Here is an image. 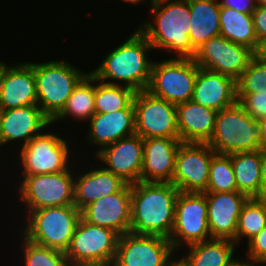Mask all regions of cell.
<instances>
[{
  "label": "cell",
  "instance_id": "cell-30",
  "mask_svg": "<svg viewBox=\"0 0 266 266\" xmlns=\"http://www.w3.org/2000/svg\"><path fill=\"white\" fill-rule=\"evenodd\" d=\"M96 77L90 72L79 81L67 100L62 112L52 121L66 120L68 116L74 119L88 121L95 114V85Z\"/></svg>",
  "mask_w": 266,
  "mask_h": 266
},
{
  "label": "cell",
  "instance_id": "cell-5",
  "mask_svg": "<svg viewBox=\"0 0 266 266\" xmlns=\"http://www.w3.org/2000/svg\"><path fill=\"white\" fill-rule=\"evenodd\" d=\"M26 218L22 230L24 238L65 253L81 218V211L75 205L45 207L29 212Z\"/></svg>",
  "mask_w": 266,
  "mask_h": 266
},
{
  "label": "cell",
  "instance_id": "cell-29",
  "mask_svg": "<svg viewBox=\"0 0 266 266\" xmlns=\"http://www.w3.org/2000/svg\"><path fill=\"white\" fill-rule=\"evenodd\" d=\"M220 36L231 42L256 50L258 40L254 31L252 14L220 6Z\"/></svg>",
  "mask_w": 266,
  "mask_h": 266
},
{
  "label": "cell",
  "instance_id": "cell-43",
  "mask_svg": "<svg viewBox=\"0 0 266 266\" xmlns=\"http://www.w3.org/2000/svg\"><path fill=\"white\" fill-rule=\"evenodd\" d=\"M257 125L262 132V149H266V118L258 120Z\"/></svg>",
  "mask_w": 266,
  "mask_h": 266
},
{
  "label": "cell",
  "instance_id": "cell-45",
  "mask_svg": "<svg viewBox=\"0 0 266 266\" xmlns=\"http://www.w3.org/2000/svg\"><path fill=\"white\" fill-rule=\"evenodd\" d=\"M122 1H124L125 3L127 2V3H131V4H137V3H140V2H143V1H145V0H122ZM157 0H150V7L156 2Z\"/></svg>",
  "mask_w": 266,
  "mask_h": 266
},
{
  "label": "cell",
  "instance_id": "cell-46",
  "mask_svg": "<svg viewBox=\"0 0 266 266\" xmlns=\"http://www.w3.org/2000/svg\"><path fill=\"white\" fill-rule=\"evenodd\" d=\"M257 5L266 7V0H256Z\"/></svg>",
  "mask_w": 266,
  "mask_h": 266
},
{
  "label": "cell",
  "instance_id": "cell-25",
  "mask_svg": "<svg viewBox=\"0 0 266 266\" xmlns=\"http://www.w3.org/2000/svg\"><path fill=\"white\" fill-rule=\"evenodd\" d=\"M75 174L74 205L82 211L101 197L119 192L127 183L104 167Z\"/></svg>",
  "mask_w": 266,
  "mask_h": 266
},
{
  "label": "cell",
  "instance_id": "cell-48",
  "mask_svg": "<svg viewBox=\"0 0 266 266\" xmlns=\"http://www.w3.org/2000/svg\"><path fill=\"white\" fill-rule=\"evenodd\" d=\"M0 86H1V61H0Z\"/></svg>",
  "mask_w": 266,
  "mask_h": 266
},
{
  "label": "cell",
  "instance_id": "cell-31",
  "mask_svg": "<svg viewBox=\"0 0 266 266\" xmlns=\"http://www.w3.org/2000/svg\"><path fill=\"white\" fill-rule=\"evenodd\" d=\"M95 85V113H109L128 108L132 103L136 91L123 86L101 82L96 79Z\"/></svg>",
  "mask_w": 266,
  "mask_h": 266
},
{
  "label": "cell",
  "instance_id": "cell-23",
  "mask_svg": "<svg viewBox=\"0 0 266 266\" xmlns=\"http://www.w3.org/2000/svg\"><path fill=\"white\" fill-rule=\"evenodd\" d=\"M191 101L216 111L237 102L236 81L226 75L199 67Z\"/></svg>",
  "mask_w": 266,
  "mask_h": 266
},
{
  "label": "cell",
  "instance_id": "cell-13",
  "mask_svg": "<svg viewBox=\"0 0 266 266\" xmlns=\"http://www.w3.org/2000/svg\"><path fill=\"white\" fill-rule=\"evenodd\" d=\"M253 58L252 49L231 42L223 36H217L202 44L193 59L199 67L237 81Z\"/></svg>",
  "mask_w": 266,
  "mask_h": 266
},
{
  "label": "cell",
  "instance_id": "cell-20",
  "mask_svg": "<svg viewBox=\"0 0 266 266\" xmlns=\"http://www.w3.org/2000/svg\"><path fill=\"white\" fill-rule=\"evenodd\" d=\"M51 125L52 121L38 105L0 110V146L20 140L23 147Z\"/></svg>",
  "mask_w": 266,
  "mask_h": 266
},
{
  "label": "cell",
  "instance_id": "cell-27",
  "mask_svg": "<svg viewBox=\"0 0 266 266\" xmlns=\"http://www.w3.org/2000/svg\"><path fill=\"white\" fill-rule=\"evenodd\" d=\"M237 191L249 198H260L262 149L229 154Z\"/></svg>",
  "mask_w": 266,
  "mask_h": 266
},
{
  "label": "cell",
  "instance_id": "cell-19",
  "mask_svg": "<svg viewBox=\"0 0 266 266\" xmlns=\"http://www.w3.org/2000/svg\"><path fill=\"white\" fill-rule=\"evenodd\" d=\"M208 204L207 219L212 239L236 243L238 217L249 197L241 192H203Z\"/></svg>",
  "mask_w": 266,
  "mask_h": 266
},
{
  "label": "cell",
  "instance_id": "cell-35",
  "mask_svg": "<svg viewBox=\"0 0 266 266\" xmlns=\"http://www.w3.org/2000/svg\"><path fill=\"white\" fill-rule=\"evenodd\" d=\"M237 94H266V62L253 58L236 81Z\"/></svg>",
  "mask_w": 266,
  "mask_h": 266
},
{
  "label": "cell",
  "instance_id": "cell-18",
  "mask_svg": "<svg viewBox=\"0 0 266 266\" xmlns=\"http://www.w3.org/2000/svg\"><path fill=\"white\" fill-rule=\"evenodd\" d=\"M37 105L35 63L1 62L0 110Z\"/></svg>",
  "mask_w": 266,
  "mask_h": 266
},
{
  "label": "cell",
  "instance_id": "cell-41",
  "mask_svg": "<svg viewBox=\"0 0 266 266\" xmlns=\"http://www.w3.org/2000/svg\"><path fill=\"white\" fill-rule=\"evenodd\" d=\"M254 57L266 62V37L258 41L257 48L254 51Z\"/></svg>",
  "mask_w": 266,
  "mask_h": 266
},
{
  "label": "cell",
  "instance_id": "cell-47",
  "mask_svg": "<svg viewBox=\"0 0 266 266\" xmlns=\"http://www.w3.org/2000/svg\"><path fill=\"white\" fill-rule=\"evenodd\" d=\"M259 264H260V265H261V264H263V265L265 264V266H266V259L257 263V265H259Z\"/></svg>",
  "mask_w": 266,
  "mask_h": 266
},
{
  "label": "cell",
  "instance_id": "cell-22",
  "mask_svg": "<svg viewBox=\"0 0 266 266\" xmlns=\"http://www.w3.org/2000/svg\"><path fill=\"white\" fill-rule=\"evenodd\" d=\"M87 141L96 145L98 150L111 145L121 138L135 134V108L132 103L128 108L109 113H95L88 121Z\"/></svg>",
  "mask_w": 266,
  "mask_h": 266
},
{
  "label": "cell",
  "instance_id": "cell-2",
  "mask_svg": "<svg viewBox=\"0 0 266 266\" xmlns=\"http://www.w3.org/2000/svg\"><path fill=\"white\" fill-rule=\"evenodd\" d=\"M151 49L152 45L137 29L123 44L107 53L101 64L90 72L100 82L115 85L123 82V86L136 92L147 90L154 63V60L147 59V52Z\"/></svg>",
  "mask_w": 266,
  "mask_h": 266
},
{
  "label": "cell",
  "instance_id": "cell-11",
  "mask_svg": "<svg viewBox=\"0 0 266 266\" xmlns=\"http://www.w3.org/2000/svg\"><path fill=\"white\" fill-rule=\"evenodd\" d=\"M59 135L43 132L21 147L22 175L63 172L72 168L68 143Z\"/></svg>",
  "mask_w": 266,
  "mask_h": 266
},
{
  "label": "cell",
  "instance_id": "cell-34",
  "mask_svg": "<svg viewBox=\"0 0 266 266\" xmlns=\"http://www.w3.org/2000/svg\"><path fill=\"white\" fill-rule=\"evenodd\" d=\"M23 260L26 266H70L64 252L36 245L22 237Z\"/></svg>",
  "mask_w": 266,
  "mask_h": 266
},
{
  "label": "cell",
  "instance_id": "cell-24",
  "mask_svg": "<svg viewBox=\"0 0 266 266\" xmlns=\"http://www.w3.org/2000/svg\"><path fill=\"white\" fill-rule=\"evenodd\" d=\"M181 142L207 143L213 134L217 111L187 101L176 105Z\"/></svg>",
  "mask_w": 266,
  "mask_h": 266
},
{
  "label": "cell",
  "instance_id": "cell-4",
  "mask_svg": "<svg viewBox=\"0 0 266 266\" xmlns=\"http://www.w3.org/2000/svg\"><path fill=\"white\" fill-rule=\"evenodd\" d=\"M262 139L257 120L237 101L217 111L214 131L207 144L216 153L231 154L262 149Z\"/></svg>",
  "mask_w": 266,
  "mask_h": 266
},
{
  "label": "cell",
  "instance_id": "cell-40",
  "mask_svg": "<svg viewBox=\"0 0 266 266\" xmlns=\"http://www.w3.org/2000/svg\"><path fill=\"white\" fill-rule=\"evenodd\" d=\"M260 199H266V149H262Z\"/></svg>",
  "mask_w": 266,
  "mask_h": 266
},
{
  "label": "cell",
  "instance_id": "cell-8",
  "mask_svg": "<svg viewBox=\"0 0 266 266\" xmlns=\"http://www.w3.org/2000/svg\"><path fill=\"white\" fill-rule=\"evenodd\" d=\"M73 171L69 168L57 173L21 175L18 193L28 209L27 214L45 207L74 205Z\"/></svg>",
  "mask_w": 266,
  "mask_h": 266
},
{
  "label": "cell",
  "instance_id": "cell-10",
  "mask_svg": "<svg viewBox=\"0 0 266 266\" xmlns=\"http://www.w3.org/2000/svg\"><path fill=\"white\" fill-rule=\"evenodd\" d=\"M206 195L179 192L175 206V221L169 238L173 249L212 239L207 219Z\"/></svg>",
  "mask_w": 266,
  "mask_h": 266
},
{
  "label": "cell",
  "instance_id": "cell-21",
  "mask_svg": "<svg viewBox=\"0 0 266 266\" xmlns=\"http://www.w3.org/2000/svg\"><path fill=\"white\" fill-rule=\"evenodd\" d=\"M180 139H143L142 182L172 183Z\"/></svg>",
  "mask_w": 266,
  "mask_h": 266
},
{
  "label": "cell",
  "instance_id": "cell-16",
  "mask_svg": "<svg viewBox=\"0 0 266 266\" xmlns=\"http://www.w3.org/2000/svg\"><path fill=\"white\" fill-rule=\"evenodd\" d=\"M81 217L88 223L116 231L120 236L130 232L131 184L119 192L104 196L86 206Z\"/></svg>",
  "mask_w": 266,
  "mask_h": 266
},
{
  "label": "cell",
  "instance_id": "cell-1",
  "mask_svg": "<svg viewBox=\"0 0 266 266\" xmlns=\"http://www.w3.org/2000/svg\"><path fill=\"white\" fill-rule=\"evenodd\" d=\"M179 192L172 183L139 181L131 184L130 232L169 239Z\"/></svg>",
  "mask_w": 266,
  "mask_h": 266
},
{
  "label": "cell",
  "instance_id": "cell-26",
  "mask_svg": "<svg viewBox=\"0 0 266 266\" xmlns=\"http://www.w3.org/2000/svg\"><path fill=\"white\" fill-rule=\"evenodd\" d=\"M191 26L189 39L195 50L220 36L219 0H189Z\"/></svg>",
  "mask_w": 266,
  "mask_h": 266
},
{
  "label": "cell",
  "instance_id": "cell-14",
  "mask_svg": "<svg viewBox=\"0 0 266 266\" xmlns=\"http://www.w3.org/2000/svg\"><path fill=\"white\" fill-rule=\"evenodd\" d=\"M215 153L207 143L181 142L176 155L172 184L180 192H205L210 163Z\"/></svg>",
  "mask_w": 266,
  "mask_h": 266
},
{
  "label": "cell",
  "instance_id": "cell-7",
  "mask_svg": "<svg viewBox=\"0 0 266 266\" xmlns=\"http://www.w3.org/2000/svg\"><path fill=\"white\" fill-rule=\"evenodd\" d=\"M120 235L80 218L65 255L70 266H112Z\"/></svg>",
  "mask_w": 266,
  "mask_h": 266
},
{
  "label": "cell",
  "instance_id": "cell-33",
  "mask_svg": "<svg viewBox=\"0 0 266 266\" xmlns=\"http://www.w3.org/2000/svg\"><path fill=\"white\" fill-rule=\"evenodd\" d=\"M233 191H237V185L230 155L215 153L210 163L208 185L205 192Z\"/></svg>",
  "mask_w": 266,
  "mask_h": 266
},
{
  "label": "cell",
  "instance_id": "cell-36",
  "mask_svg": "<svg viewBox=\"0 0 266 266\" xmlns=\"http://www.w3.org/2000/svg\"><path fill=\"white\" fill-rule=\"evenodd\" d=\"M237 101L255 120L266 118V94H237Z\"/></svg>",
  "mask_w": 266,
  "mask_h": 266
},
{
  "label": "cell",
  "instance_id": "cell-39",
  "mask_svg": "<svg viewBox=\"0 0 266 266\" xmlns=\"http://www.w3.org/2000/svg\"><path fill=\"white\" fill-rule=\"evenodd\" d=\"M219 5L233 8L236 11L246 14H252L257 6V2L256 0H221L219 1Z\"/></svg>",
  "mask_w": 266,
  "mask_h": 266
},
{
  "label": "cell",
  "instance_id": "cell-3",
  "mask_svg": "<svg viewBox=\"0 0 266 266\" xmlns=\"http://www.w3.org/2000/svg\"><path fill=\"white\" fill-rule=\"evenodd\" d=\"M153 21H144L138 30L153 49L174 52L175 58L193 59L196 50L190 39L191 15L189 0H157L151 6Z\"/></svg>",
  "mask_w": 266,
  "mask_h": 266
},
{
  "label": "cell",
  "instance_id": "cell-9",
  "mask_svg": "<svg viewBox=\"0 0 266 266\" xmlns=\"http://www.w3.org/2000/svg\"><path fill=\"white\" fill-rule=\"evenodd\" d=\"M198 68L189 58L155 61L147 91L175 105L190 101Z\"/></svg>",
  "mask_w": 266,
  "mask_h": 266
},
{
  "label": "cell",
  "instance_id": "cell-32",
  "mask_svg": "<svg viewBox=\"0 0 266 266\" xmlns=\"http://www.w3.org/2000/svg\"><path fill=\"white\" fill-rule=\"evenodd\" d=\"M266 226V199L249 198L243 205L236 228V245L248 242Z\"/></svg>",
  "mask_w": 266,
  "mask_h": 266
},
{
  "label": "cell",
  "instance_id": "cell-38",
  "mask_svg": "<svg viewBox=\"0 0 266 266\" xmlns=\"http://www.w3.org/2000/svg\"><path fill=\"white\" fill-rule=\"evenodd\" d=\"M257 40L266 37V7L257 5L252 13Z\"/></svg>",
  "mask_w": 266,
  "mask_h": 266
},
{
  "label": "cell",
  "instance_id": "cell-17",
  "mask_svg": "<svg viewBox=\"0 0 266 266\" xmlns=\"http://www.w3.org/2000/svg\"><path fill=\"white\" fill-rule=\"evenodd\" d=\"M95 158L106 165V170L119 176L127 184L138 183L141 181L143 138L137 134L121 138L104 147Z\"/></svg>",
  "mask_w": 266,
  "mask_h": 266
},
{
  "label": "cell",
  "instance_id": "cell-28",
  "mask_svg": "<svg viewBox=\"0 0 266 266\" xmlns=\"http://www.w3.org/2000/svg\"><path fill=\"white\" fill-rule=\"evenodd\" d=\"M236 246L228 239H210L189 245L183 257L189 266H228L235 258Z\"/></svg>",
  "mask_w": 266,
  "mask_h": 266
},
{
  "label": "cell",
  "instance_id": "cell-42",
  "mask_svg": "<svg viewBox=\"0 0 266 266\" xmlns=\"http://www.w3.org/2000/svg\"><path fill=\"white\" fill-rule=\"evenodd\" d=\"M228 266H258L257 263H254L252 260H250L249 258H245V260L239 259L238 258H234L229 264Z\"/></svg>",
  "mask_w": 266,
  "mask_h": 266
},
{
  "label": "cell",
  "instance_id": "cell-37",
  "mask_svg": "<svg viewBox=\"0 0 266 266\" xmlns=\"http://www.w3.org/2000/svg\"><path fill=\"white\" fill-rule=\"evenodd\" d=\"M247 258L254 263L266 259V226L247 243Z\"/></svg>",
  "mask_w": 266,
  "mask_h": 266
},
{
  "label": "cell",
  "instance_id": "cell-6",
  "mask_svg": "<svg viewBox=\"0 0 266 266\" xmlns=\"http://www.w3.org/2000/svg\"><path fill=\"white\" fill-rule=\"evenodd\" d=\"M87 73L64 60L35 63L37 105L53 121Z\"/></svg>",
  "mask_w": 266,
  "mask_h": 266
},
{
  "label": "cell",
  "instance_id": "cell-15",
  "mask_svg": "<svg viewBox=\"0 0 266 266\" xmlns=\"http://www.w3.org/2000/svg\"><path fill=\"white\" fill-rule=\"evenodd\" d=\"M175 252L168 238L129 232L119 237L112 266H165Z\"/></svg>",
  "mask_w": 266,
  "mask_h": 266
},
{
  "label": "cell",
  "instance_id": "cell-44",
  "mask_svg": "<svg viewBox=\"0 0 266 266\" xmlns=\"http://www.w3.org/2000/svg\"><path fill=\"white\" fill-rule=\"evenodd\" d=\"M165 266H189L188 262L184 259V257L181 256L180 259H173V255L172 258H170L167 263L165 264Z\"/></svg>",
  "mask_w": 266,
  "mask_h": 266
},
{
  "label": "cell",
  "instance_id": "cell-12",
  "mask_svg": "<svg viewBox=\"0 0 266 266\" xmlns=\"http://www.w3.org/2000/svg\"><path fill=\"white\" fill-rule=\"evenodd\" d=\"M135 134L143 139H180L176 105L152 95L147 90L135 93Z\"/></svg>",
  "mask_w": 266,
  "mask_h": 266
}]
</instances>
